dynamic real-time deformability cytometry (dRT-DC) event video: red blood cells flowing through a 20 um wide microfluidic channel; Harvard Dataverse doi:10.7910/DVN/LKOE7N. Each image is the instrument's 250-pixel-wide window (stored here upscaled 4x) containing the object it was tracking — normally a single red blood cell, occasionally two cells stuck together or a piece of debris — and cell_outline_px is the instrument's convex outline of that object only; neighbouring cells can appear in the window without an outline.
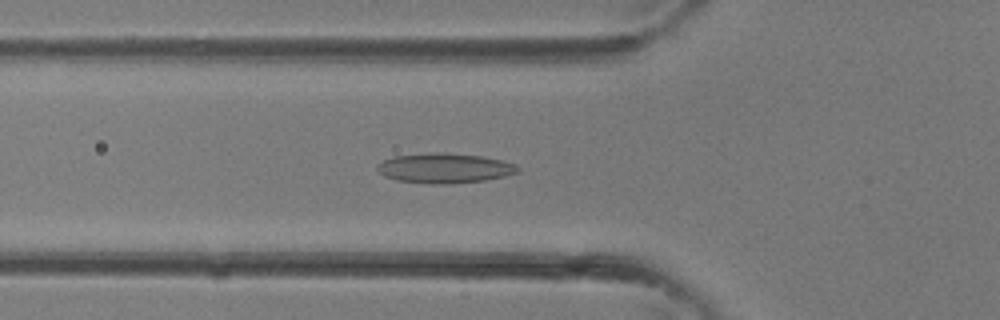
{"species": "common noctule bat (a hibernating species)", "species_latin": "Nyctalus noctula", "temperature_condition": "room temperature", "stored_images_in_passage": 34, "camera_frame_rate_fps": 3000, "um_per_image_px": 0.085, "animal": {"sex": "female"}, "frame": {"image": 1, "passage_image": 11, "time_ms": 3.333, "image_size_px": [1000, 320], "cell_outline_px": [[520, 168], [516, 172], [504, 176], [484, 180], [448, 184], [432, 184], [396, 180], [384, 176], [376, 168], [376, 164], [392, 156], [436, 152], [444, 152], [484, 156], [504, 160], [516, 164]], "centroid_in_image_um": [37.78, 14.28], "position_along_channel_um": 88.0, "area_um2": 24.62}}
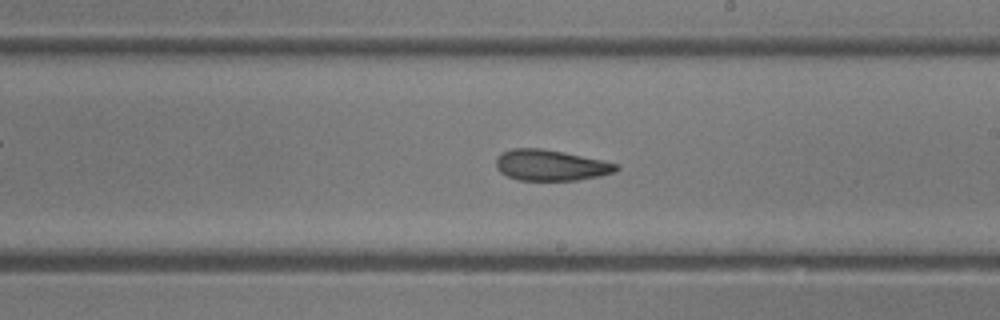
{"frame": {"image": 2, "passage_image": 19, "time_ms": 6.0, "image_size_px": [1000, 320], "cell_outline_px": [[620, 168], [616, 172], [600, 176], [576, 180], [516, 180], [500, 172], [496, 168], [496, 156], [500, 152], [512, 148], [540, 148], [564, 152], [620, 164]], "centroid_in_image_um": [46.8, 14.04], "position_along_channel_um": 242.2, "area_um2": 21.85}}
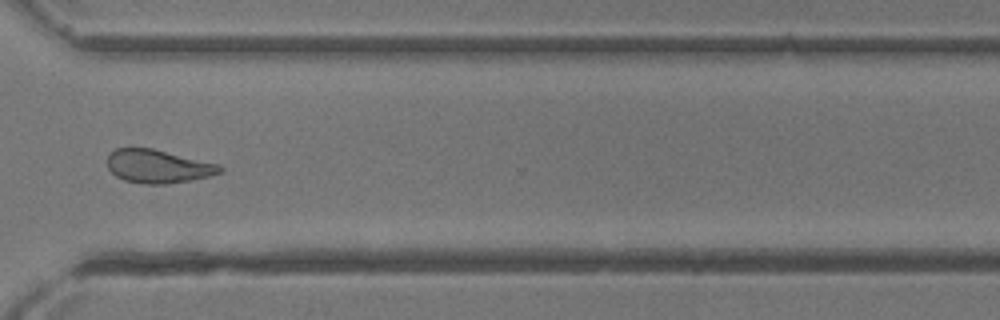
{"frame": {"image": 3, "passage_image": 25, "time_ms": 8.0, "image_size_px": [1000, 320], "cell_outline_px": [[224, 172], [208, 176], [188, 180], [164, 184], [144, 184], [124, 180], [116, 176], [108, 168], [108, 156], [116, 148], [152, 148], [220, 164], [224, 168]], "centroid_in_image_um": [13.46, 14.13], "position_along_channel_um": 357.1, "area_um2": 21.79}}